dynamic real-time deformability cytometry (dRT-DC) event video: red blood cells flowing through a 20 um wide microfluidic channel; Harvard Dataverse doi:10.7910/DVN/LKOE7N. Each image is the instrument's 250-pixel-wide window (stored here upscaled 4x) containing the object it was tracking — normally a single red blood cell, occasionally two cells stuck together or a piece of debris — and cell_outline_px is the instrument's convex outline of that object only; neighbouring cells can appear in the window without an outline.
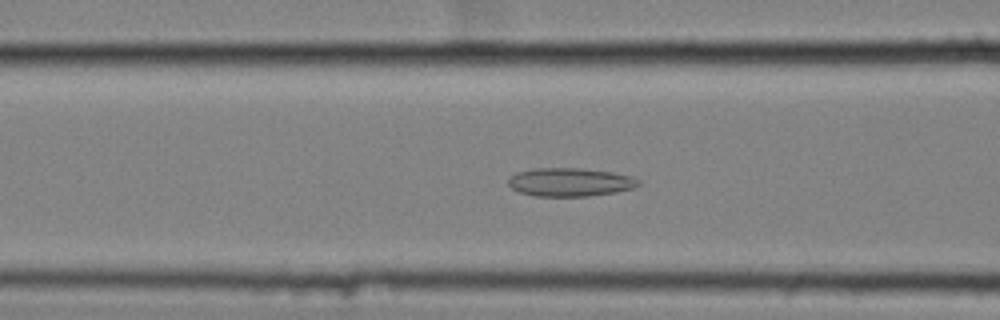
{"species": "common noctule bat (a hibernating species)", "species_latin": "Nyctalus noctula", "temperature_condition": "cold", "stored_images_in_passage": 41, "camera_frame_rate_fps": 3000, "um_per_image_px": 0.085, "animal": {"sex": "female", "body_mass_g": 25.1}, "frame": {"image": 1, "passage_image": 7, "time_ms": 2.0, "image_size_px": [1000, 320], "cell_outline_px": [[640, 184], [636, 188], [616, 192], [588, 196], [536, 196], [520, 192], [512, 188], [508, 184], [508, 180], [516, 172], [536, 168], [580, 168], [612, 172], [632, 176], [640, 180]], "centroid_in_image_um": [48.49, 15.48], "position_along_channel_um": 118.1, "area_um2": 21.62}}
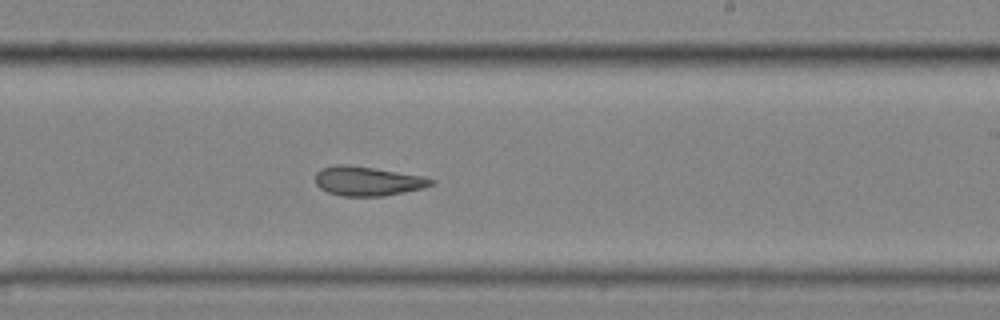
{"frame": {"image": 2, "passage_image": 19, "time_ms": 6.0, "image_size_px": [1000, 320], "cell_outline_px": [[436, 180], [432, 184], [424, 188], [384, 196], [340, 196], [328, 192], [320, 188], [316, 184], [316, 172], [320, 168], [336, 164], [348, 164], [424, 176]], "centroid_in_image_um": [31.23, 15.39], "position_along_channel_um": 257.8, "area_um2": 19.88}}
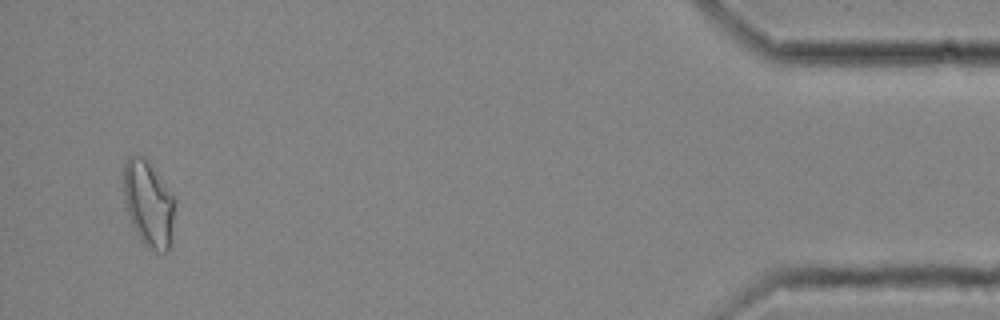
{"frame": {"image": 3, "passage_image": 39, "time_ms": 12.667, "image_size_px": [1000, 320], "cell_outline_px": [[176, 204], [172, 240], [168, 252], [156, 252], [148, 248], [140, 240], [128, 216], [124, 200], [124, 164], [128, 156], [144, 156], [172, 192], [176, 200]], "centroid_in_image_um": [12.66, 17.35], "position_along_channel_um": 422.5, "area_um2": 26.18}, "authors_computed_cell_mechanics": {"area_um2": 20.7502, "velocity_mm_per_s": 3.4957, "shape_relaxation_time_tau1_ms": null, "shape_relaxation_time_tau2_ms": 3.0573, "deformation_change_tau1": null, "deformation_change_tau2": 0.1046}}